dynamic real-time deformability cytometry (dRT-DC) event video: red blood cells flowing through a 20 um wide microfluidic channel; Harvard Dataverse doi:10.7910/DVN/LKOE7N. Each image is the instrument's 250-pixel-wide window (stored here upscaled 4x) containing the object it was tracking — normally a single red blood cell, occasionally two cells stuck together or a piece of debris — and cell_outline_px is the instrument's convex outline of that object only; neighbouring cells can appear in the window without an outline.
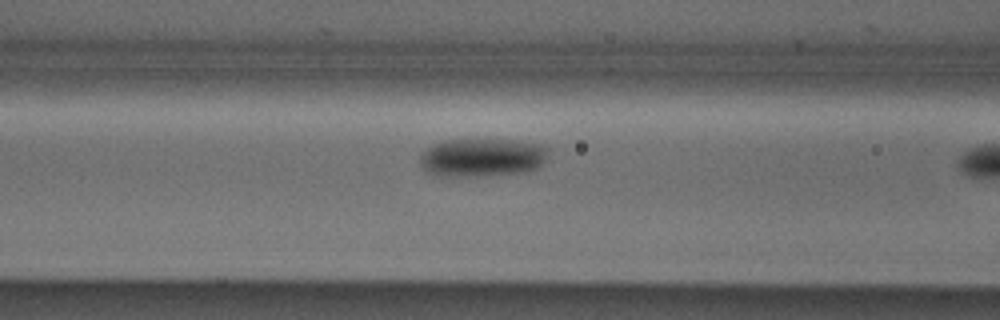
{"species": "Egyptian fruit bat (a non-hibernating species)", "species_latin": "Rousettus aegyptiacus", "temperature_condition": "cold", "stored_images_in_passage": 8, "camera_frame_rate_fps": 3000, "um_per_image_px": 0.085, "animal": {"sex": "male"}, "frame": {"image": 1, "passage_image": 7, "time_ms": 2.0, "image_size_px": [1000, 320], "cell_outline_px": [[548, 148], [544, 160], [536, 168], [528, 172], [476, 176], [440, 176], [428, 172], [420, 164], [420, 156], [432, 144], [444, 140], [512, 140], [540, 144]], "centroid_in_image_um": [40.96, 13.39], "position_along_channel_um": 125.6, "area_um2": 28.44}}